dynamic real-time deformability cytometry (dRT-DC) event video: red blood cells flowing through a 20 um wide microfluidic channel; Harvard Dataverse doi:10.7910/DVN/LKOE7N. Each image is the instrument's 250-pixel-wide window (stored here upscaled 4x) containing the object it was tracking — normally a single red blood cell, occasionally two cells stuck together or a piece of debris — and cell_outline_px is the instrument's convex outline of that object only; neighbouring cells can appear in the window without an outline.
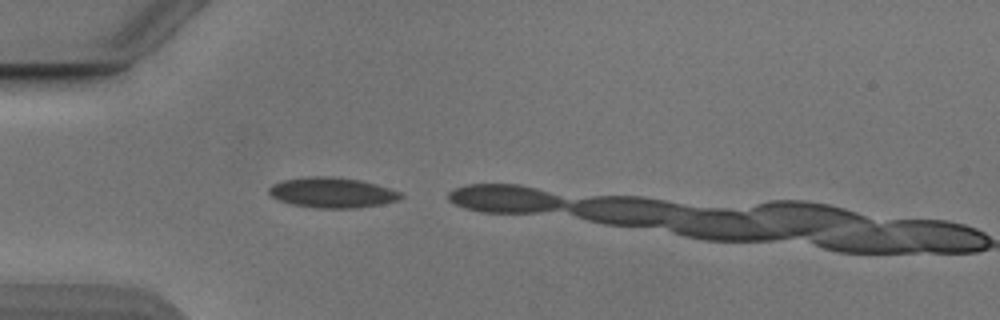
{"species": "Egyptian fruit bat (a non-hibernating species)", "species_latin": "Rousettus aegyptiacus", "temperature_condition": "cold", "stored_images_in_passage": 2, "camera_frame_rate_fps": 3000, "um_per_image_px": 0.085, "animal": {"sex": "male"}, "frame": {"image": 1, "passage_image": 1, "time_ms": 0.0, "image_size_px": [1000, 320], "cell_outline_px": [[404, 196], [396, 200], [380, 204], [356, 208], [320, 208], [292, 204], [280, 200], [272, 196], [268, 192], [268, 188], [272, 184], [284, 180], [308, 176], [332, 176], [360, 180], [376, 184], [400, 192]], "centroid_in_image_um": [28.22, 16.36], "position_along_channel_um": 56.8, "area_um2": 23.06}}